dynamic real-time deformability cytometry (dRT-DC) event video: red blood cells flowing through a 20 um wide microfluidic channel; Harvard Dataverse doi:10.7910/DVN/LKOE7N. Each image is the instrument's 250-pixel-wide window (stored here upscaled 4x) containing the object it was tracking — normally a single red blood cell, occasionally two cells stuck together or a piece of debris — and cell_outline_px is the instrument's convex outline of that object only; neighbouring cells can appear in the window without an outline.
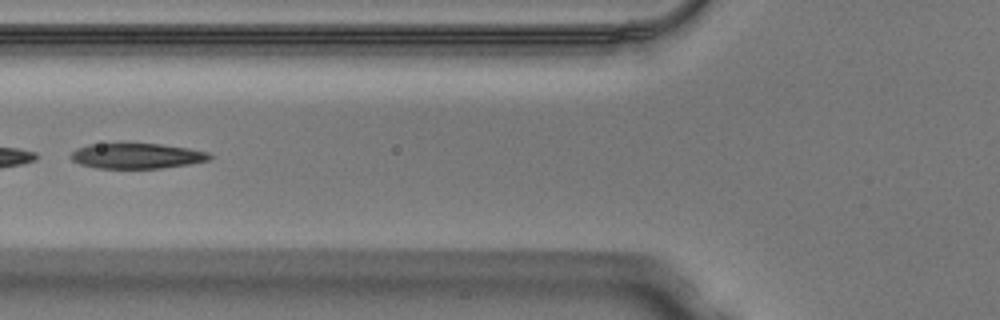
{"species": "Egyptian fruit bat (a non-hibernating species)", "species_latin": "Rousettus aegyptiacus", "temperature_condition": "warm", "stored_images_in_passage": 30, "segment_of_instrument_passage": [2, 2], "camera_frame_rate_fps": 3000, "um_per_image_px": 0.085, "animal": {"sex": "male"}, "frame": {"image": 1, "passage_image": 18, "time_ms": 5.667, "image_size_px": [1000, 320], "cell_outline_px": [[212, 156], [208, 160], [188, 164], [160, 168], [96, 168], [80, 164], [72, 160], [72, 152], [76, 148], [88, 144], [124, 140], [160, 144], [188, 148], [208, 152]], "centroid_in_image_um": [11.56, 13.2], "position_along_channel_um": 114.2, "area_um2": 21.27}}